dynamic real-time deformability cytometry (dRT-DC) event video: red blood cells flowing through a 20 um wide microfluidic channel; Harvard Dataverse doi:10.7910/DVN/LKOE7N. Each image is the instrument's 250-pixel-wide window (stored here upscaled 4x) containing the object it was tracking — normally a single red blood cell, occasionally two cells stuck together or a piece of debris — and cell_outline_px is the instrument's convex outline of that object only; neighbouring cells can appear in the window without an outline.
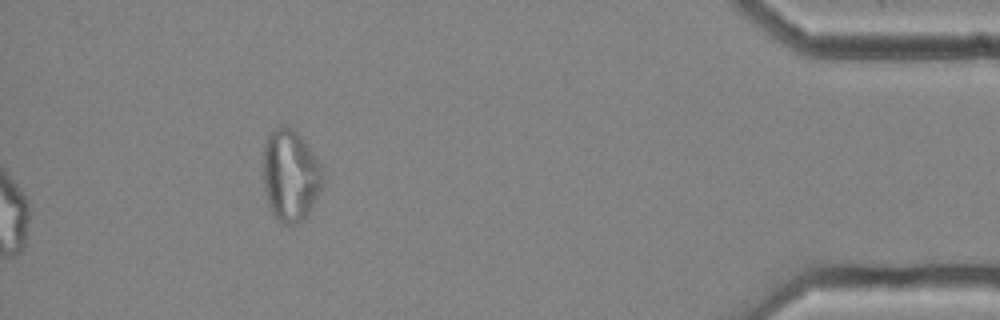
{"species": "common noctule bat (a hibernating species)", "species_latin": "Nyctalus noctula", "temperature_condition": "cold", "stored_images_in_passage": 49, "camera_frame_rate_fps": 3000, "um_per_image_px": 0.085, "animal": {"sex": "female", "body_mass_g": 25.1}, "frame": {"image": 1, "passage_image": 49, "time_ms": 16.0, "image_size_px": [1000, 320], "cell_outline_px": [[324, 184], [320, 192], [308, 212], [296, 224], [280, 224], [276, 220], [268, 204], [264, 188], [264, 144], [268, 136], [280, 124], [292, 128], [308, 144], [324, 168]], "centroid_in_image_um": [24.71, 14.9], "position_along_channel_um": 410.5, "area_um2": 32.08}, "authors_computed_cell_mechanics": {"area_um2": 27.9174, "velocity_mm_per_s": 3.6312, "shape_relaxation_time_tau1_ms": null, "shape_relaxation_time_tau2_ms": 7.6309, "deformation_change_tau1": null, "deformation_change_tau2": 0.1648}}